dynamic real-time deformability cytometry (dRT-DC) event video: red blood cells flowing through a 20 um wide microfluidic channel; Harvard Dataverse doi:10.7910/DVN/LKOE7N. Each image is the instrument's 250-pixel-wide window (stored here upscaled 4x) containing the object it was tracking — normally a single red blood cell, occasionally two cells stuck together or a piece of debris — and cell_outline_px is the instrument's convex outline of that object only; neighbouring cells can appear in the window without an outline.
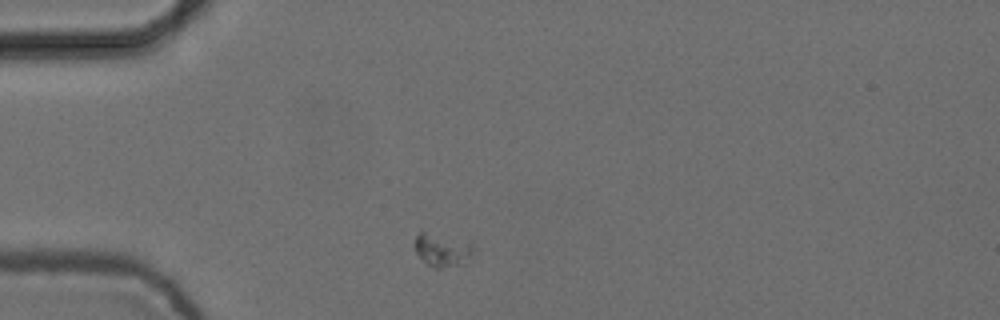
{"species": "common noctule bat (a hibernating species)", "species_latin": "Nyctalus noctula", "temperature_condition": "cold", "stored_images_in_passage": 5, "camera_frame_rate_fps": 3000, "um_per_image_px": 0.085, "animal": {"sex": "female", "body_mass_g": 24.6, "forearm_length_mm": 56.2}, "frame": {"image": 1, "passage_image": 1, "time_ms": 0.0, "image_size_px": [1000, 320], "cell_outline_px": [[476, 256], [460, 264], [440, 268], [436, 268], [428, 264], [416, 252], [412, 244], [416, 236], [420, 232], [424, 232], [472, 240], [476, 248]], "centroid_in_image_um": [37.7, 21.21], "position_along_channel_um": 47.3, "area_um2": 11.85}}
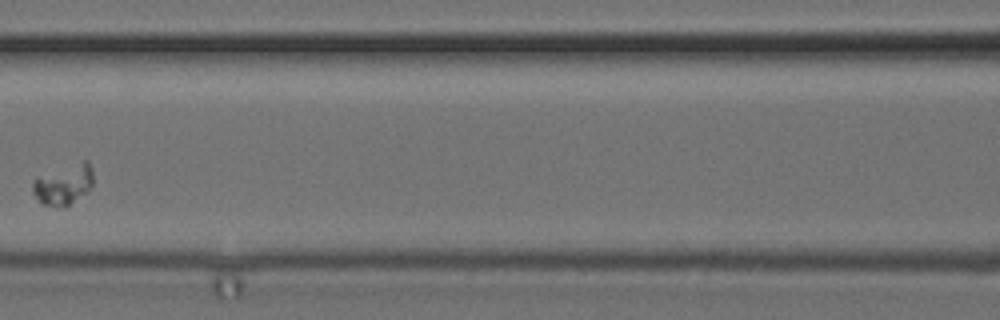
{"frame": {"image": 2, "passage_image": 4, "time_ms": 1.0, "image_size_px": [1000, 320], "cell_outline_px": [[92, 188], [64, 208], [56, 208], [44, 204], [32, 192], [32, 180], [36, 176], [84, 160], [88, 160], [92, 168]], "centroid_in_image_um": [5.4, 15.68], "position_along_channel_um": 161.2, "area_um2": 14.33}}
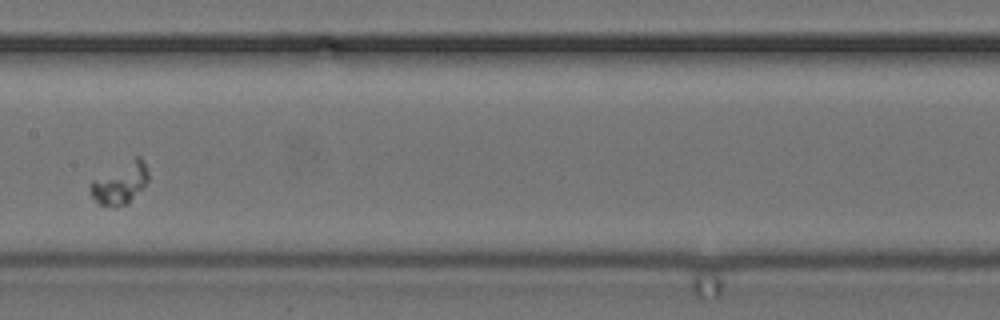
{"frame": {"image": 3, "passage_image": 5, "time_ms": 1.333, "image_size_px": [1000, 320], "cell_outline_px": [[148, 180], [128, 204], [100, 204], [92, 196], [88, 188], [88, 184], [92, 180], [136, 156], [140, 156], [148, 172]], "centroid_in_image_um": [10.2, 15.55], "position_along_channel_um": 197.2, "area_um2": 13.47}}